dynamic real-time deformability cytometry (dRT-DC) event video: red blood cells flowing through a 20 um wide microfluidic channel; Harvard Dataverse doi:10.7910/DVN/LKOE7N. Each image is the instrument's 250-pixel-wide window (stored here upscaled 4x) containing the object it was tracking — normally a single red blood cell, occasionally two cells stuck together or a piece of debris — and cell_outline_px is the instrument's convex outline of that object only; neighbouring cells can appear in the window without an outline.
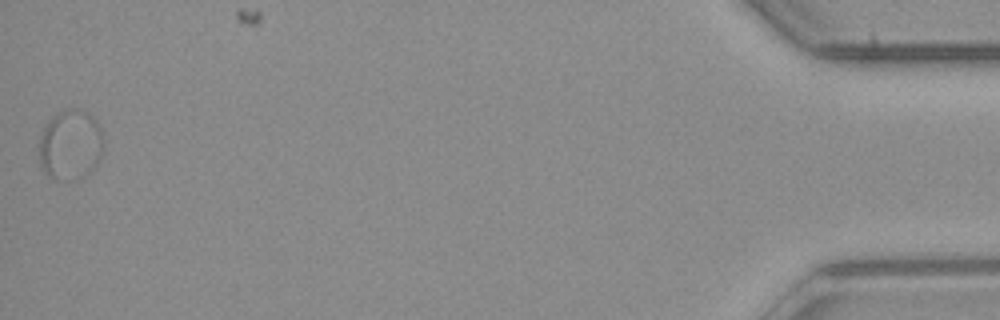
{"species": "common noctule bat (a hibernating species)", "species_latin": "Nyctalus noctula", "temperature_condition": "room temperature", "stored_images_in_passage": 53, "segment_of_instrument_passage": [2, 2], "camera_frame_rate_fps": 3000, "um_per_image_px": 0.085, "animal": {"sex": "male", "body_mass_g": 23.1, "forearm_length_mm": 52.7}, "frame": {"image": 1, "passage_image": 53, "time_ms": 17.333, "image_size_px": [1000, 320], "cell_outline_px": [[104, 144], [100, 160], [96, 168], [84, 180], [52, 180], [44, 172], [40, 164], [40, 136], [48, 120], [52, 116], [68, 108], [76, 108], [92, 116], [96, 120], [100, 128], [104, 140]], "centroid_in_image_um": [6.02, 12.38], "position_along_channel_um": 429.2, "area_um2": 27.05}}